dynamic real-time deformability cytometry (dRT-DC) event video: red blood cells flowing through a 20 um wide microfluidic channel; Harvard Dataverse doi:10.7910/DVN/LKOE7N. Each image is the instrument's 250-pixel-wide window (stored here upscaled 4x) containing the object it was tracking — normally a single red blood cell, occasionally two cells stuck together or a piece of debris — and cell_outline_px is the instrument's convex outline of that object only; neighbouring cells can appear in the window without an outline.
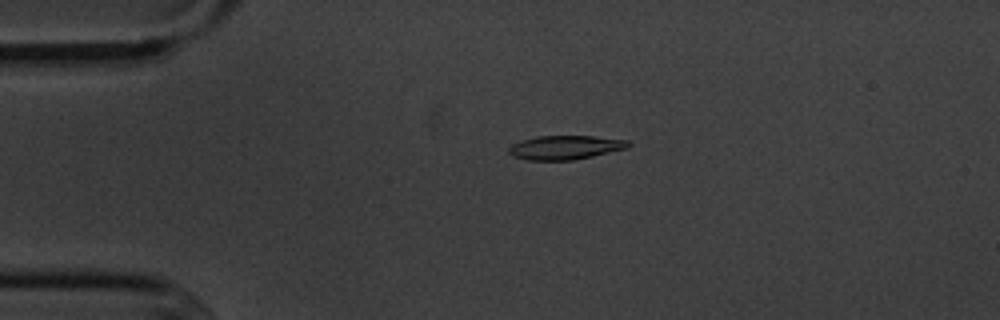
{"species": "common noctule bat (a hibernating species)", "species_latin": "Nyctalus noctula", "temperature_condition": "cold", "stored_images_in_passage": 5, "camera_frame_rate_fps": 3000, "um_per_image_px": 0.085, "animal": {"sex": "male", "body_mass_g": 20.1, "forearm_length_mm": 53.5}, "frame": {"image": 1, "passage_image": 4, "time_ms": 3.667, "image_size_px": [1000, 320], "cell_outline_px": [[632, 144], [628, 148], [592, 156], [572, 160], [528, 160], [512, 156], [508, 152], [508, 148], [512, 144], [536, 136], [592, 136], [628, 140]], "centroid_in_image_um": [48.05, 12.53], "position_along_channel_um": 36.9, "area_um2": 16.65}}